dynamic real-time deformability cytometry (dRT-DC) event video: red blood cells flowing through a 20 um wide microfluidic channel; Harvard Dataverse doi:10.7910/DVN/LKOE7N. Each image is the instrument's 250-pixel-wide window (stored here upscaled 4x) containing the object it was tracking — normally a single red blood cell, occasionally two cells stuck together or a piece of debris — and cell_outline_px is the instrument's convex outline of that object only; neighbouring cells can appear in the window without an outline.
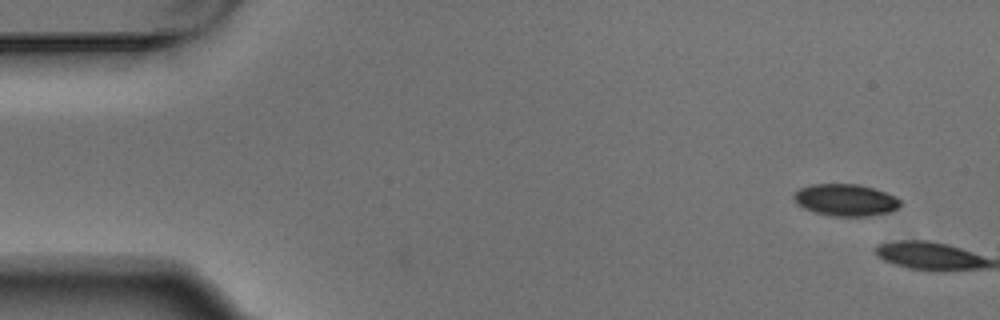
{"species": "Egyptian fruit bat (a non-hibernating species)", "species_latin": "Rousettus aegyptiacus", "temperature_condition": "warm", "stored_images_in_passage": 3, "camera_frame_rate_fps": 3000, "um_per_image_px": 0.085, "animal": {"sex": "male"}, "frame": {"image": 1, "passage_image": 1, "time_ms": 0.0, "image_size_px": [1000, 320], "cell_outline_px": [[900, 204], [892, 212], [868, 216], [832, 216], [816, 212], [804, 208], [792, 196], [792, 192], [800, 188], [812, 184], [860, 184], [896, 196], [900, 200]], "centroid_in_image_um": [71.87, 16.99], "position_along_channel_um": 13.1, "area_um2": 19.71}}